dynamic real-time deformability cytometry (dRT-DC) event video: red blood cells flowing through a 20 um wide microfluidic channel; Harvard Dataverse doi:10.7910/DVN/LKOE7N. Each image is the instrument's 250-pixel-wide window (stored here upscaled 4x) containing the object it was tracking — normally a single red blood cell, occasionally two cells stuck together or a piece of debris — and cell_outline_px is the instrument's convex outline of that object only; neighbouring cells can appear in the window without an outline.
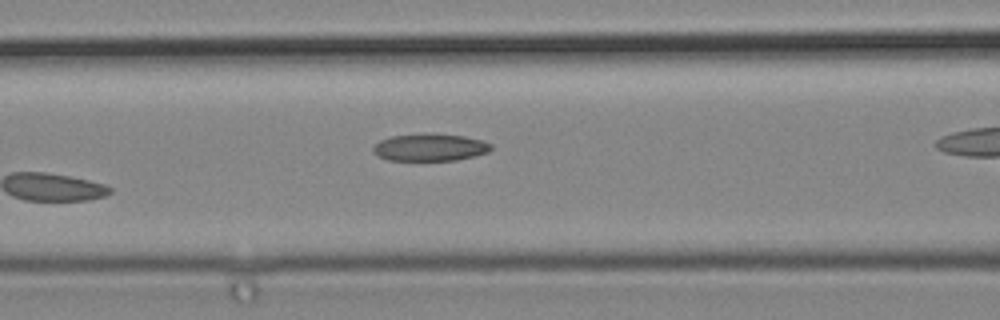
{"species": "common noctule bat (a hibernating species)", "species_latin": "Nyctalus noctula", "temperature_condition": "cold", "stored_images_in_passage": 4, "camera_frame_rate_fps": 3000, "um_per_image_px": 0.085, "animal": {"sex": "male", "body_mass_g": 19.2, "forearm_length_mm": 51.8}, "frame": {"image": 1, "passage_image": 3, "time_ms": 0.667, "image_size_px": [1000, 320], "cell_outline_px": [[492, 148], [488, 152], [476, 156], [456, 160], [388, 160], [372, 152], [372, 148], [380, 140], [392, 136], [424, 132], [464, 136], [484, 140], [492, 144]], "centroid_in_image_um": [36.58, 12.51], "position_along_channel_um": 130.0, "area_um2": 19.02}}